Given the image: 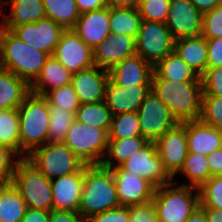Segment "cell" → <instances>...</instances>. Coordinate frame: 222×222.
Listing matches in <instances>:
<instances>
[{
    "instance_id": "obj_1",
    "label": "cell",
    "mask_w": 222,
    "mask_h": 222,
    "mask_svg": "<svg viewBox=\"0 0 222 222\" xmlns=\"http://www.w3.org/2000/svg\"><path fill=\"white\" fill-rule=\"evenodd\" d=\"M151 91L170 109L179 123L200 119L202 81L151 78Z\"/></svg>"
},
{
    "instance_id": "obj_2",
    "label": "cell",
    "mask_w": 222,
    "mask_h": 222,
    "mask_svg": "<svg viewBox=\"0 0 222 222\" xmlns=\"http://www.w3.org/2000/svg\"><path fill=\"white\" fill-rule=\"evenodd\" d=\"M113 170L102 164L84 166V183L78 212L87 220L91 216L120 207Z\"/></svg>"
},
{
    "instance_id": "obj_3",
    "label": "cell",
    "mask_w": 222,
    "mask_h": 222,
    "mask_svg": "<svg viewBox=\"0 0 222 222\" xmlns=\"http://www.w3.org/2000/svg\"><path fill=\"white\" fill-rule=\"evenodd\" d=\"M20 118L21 158L48 142L49 102L30 93L17 108Z\"/></svg>"
},
{
    "instance_id": "obj_4",
    "label": "cell",
    "mask_w": 222,
    "mask_h": 222,
    "mask_svg": "<svg viewBox=\"0 0 222 222\" xmlns=\"http://www.w3.org/2000/svg\"><path fill=\"white\" fill-rule=\"evenodd\" d=\"M48 57L47 53L28 46L5 28L2 37L1 68L9 70L31 85Z\"/></svg>"
},
{
    "instance_id": "obj_5",
    "label": "cell",
    "mask_w": 222,
    "mask_h": 222,
    "mask_svg": "<svg viewBox=\"0 0 222 222\" xmlns=\"http://www.w3.org/2000/svg\"><path fill=\"white\" fill-rule=\"evenodd\" d=\"M152 202L159 222H185L200 205L199 189L171 182L155 188Z\"/></svg>"
},
{
    "instance_id": "obj_6",
    "label": "cell",
    "mask_w": 222,
    "mask_h": 222,
    "mask_svg": "<svg viewBox=\"0 0 222 222\" xmlns=\"http://www.w3.org/2000/svg\"><path fill=\"white\" fill-rule=\"evenodd\" d=\"M11 183L18 190L27 207L53 210L51 179L43 175L26 158H21L17 162Z\"/></svg>"
},
{
    "instance_id": "obj_7",
    "label": "cell",
    "mask_w": 222,
    "mask_h": 222,
    "mask_svg": "<svg viewBox=\"0 0 222 222\" xmlns=\"http://www.w3.org/2000/svg\"><path fill=\"white\" fill-rule=\"evenodd\" d=\"M26 159L51 180L78 172L86 165L64 142H47Z\"/></svg>"
},
{
    "instance_id": "obj_8",
    "label": "cell",
    "mask_w": 222,
    "mask_h": 222,
    "mask_svg": "<svg viewBox=\"0 0 222 222\" xmlns=\"http://www.w3.org/2000/svg\"><path fill=\"white\" fill-rule=\"evenodd\" d=\"M64 143L87 165L102 164L108 150V133L74 120Z\"/></svg>"
},
{
    "instance_id": "obj_9",
    "label": "cell",
    "mask_w": 222,
    "mask_h": 222,
    "mask_svg": "<svg viewBox=\"0 0 222 222\" xmlns=\"http://www.w3.org/2000/svg\"><path fill=\"white\" fill-rule=\"evenodd\" d=\"M135 43L136 54L154 66L174 51L175 40L164 22L142 20Z\"/></svg>"
},
{
    "instance_id": "obj_10",
    "label": "cell",
    "mask_w": 222,
    "mask_h": 222,
    "mask_svg": "<svg viewBox=\"0 0 222 222\" xmlns=\"http://www.w3.org/2000/svg\"><path fill=\"white\" fill-rule=\"evenodd\" d=\"M141 135L148 142H155L179 122L170 109L151 91L139 107Z\"/></svg>"
},
{
    "instance_id": "obj_11",
    "label": "cell",
    "mask_w": 222,
    "mask_h": 222,
    "mask_svg": "<svg viewBox=\"0 0 222 222\" xmlns=\"http://www.w3.org/2000/svg\"><path fill=\"white\" fill-rule=\"evenodd\" d=\"M120 166L149 181L155 188L173 182V177L158 156L155 142H148Z\"/></svg>"
},
{
    "instance_id": "obj_12",
    "label": "cell",
    "mask_w": 222,
    "mask_h": 222,
    "mask_svg": "<svg viewBox=\"0 0 222 222\" xmlns=\"http://www.w3.org/2000/svg\"><path fill=\"white\" fill-rule=\"evenodd\" d=\"M156 150L165 169L174 178L183 167L188 154L186 121L178 123L155 141Z\"/></svg>"
},
{
    "instance_id": "obj_13",
    "label": "cell",
    "mask_w": 222,
    "mask_h": 222,
    "mask_svg": "<svg viewBox=\"0 0 222 222\" xmlns=\"http://www.w3.org/2000/svg\"><path fill=\"white\" fill-rule=\"evenodd\" d=\"M71 74L94 65L93 49L85 44L72 30H64L52 55Z\"/></svg>"
},
{
    "instance_id": "obj_14",
    "label": "cell",
    "mask_w": 222,
    "mask_h": 222,
    "mask_svg": "<svg viewBox=\"0 0 222 222\" xmlns=\"http://www.w3.org/2000/svg\"><path fill=\"white\" fill-rule=\"evenodd\" d=\"M30 47L53 55L64 29L50 18H42L34 23L18 25L10 30Z\"/></svg>"
},
{
    "instance_id": "obj_15",
    "label": "cell",
    "mask_w": 222,
    "mask_h": 222,
    "mask_svg": "<svg viewBox=\"0 0 222 222\" xmlns=\"http://www.w3.org/2000/svg\"><path fill=\"white\" fill-rule=\"evenodd\" d=\"M203 14L191 0H171L165 24L174 40L201 35Z\"/></svg>"
},
{
    "instance_id": "obj_16",
    "label": "cell",
    "mask_w": 222,
    "mask_h": 222,
    "mask_svg": "<svg viewBox=\"0 0 222 222\" xmlns=\"http://www.w3.org/2000/svg\"><path fill=\"white\" fill-rule=\"evenodd\" d=\"M117 197L121 206H130L151 202L155 187L144 178L123 169L112 168Z\"/></svg>"
},
{
    "instance_id": "obj_17",
    "label": "cell",
    "mask_w": 222,
    "mask_h": 222,
    "mask_svg": "<svg viewBox=\"0 0 222 222\" xmlns=\"http://www.w3.org/2000/svg\"><path fill=\"white\" fill-rule=\"evenodd\" d=\"M150 92L151 84H136L127 88L116 85L109 78L105 88L104 101L112 115L137 112Z\"/></svg>"
},
{
    "instance_id": "obj_18",
    "label": "cell",
    "mask_w": 222,
    "mask_h": 222,
    "mask_svg": "<svg viewBox=\"0 0 222 222\" xmlns=\"http://www.w3.org/2000/svg\"><path fill=\"white\" fill-rule=\"evenodd\" d=\"M109 80V70L96 65L72 74L71 85L80 103H96L105 100V88Z\"/></svg>"
},
{
    "instance_id": "obj_19",
    "label": "cell",
    "mask_w": 222,
    "mask_h": 222,
    "mask_svg": "<svg viewBox=\"0 0 222 222\" xmlns=\"http://www.w3.org/2000/svg\"><path fill=\"white\" fill-rule=\"evenodd\" d=\"M72 30L94 49L111 35L109 6L81 13Z\"/></svg>"
},
{
    "instance_id": "obj_20",
    "label": "cell",
    "mask_w": 222,
    "mask_h": 222,
    "mask_svg": "<svg viewBox=\"0 0 222 222\" xmlns=\"http://www.w3.org/2000/svg\"><path fill=\"white\" fill-rule=\"evenodd\" d=\"M136 54L135 38L111 34L93 49L94 65L110 70L126 57Z\"/></svg>"
},
{
    "instance_id": "obj_21",
    "label": "cell",
    "mask_w": 222,
    "mask_h": 222,
    "mask_svg": "<svg viewBox=\"0 0 222 222\" xmlns=\"http://www.w3.org/2000/svg\"><path fill=\"white\" fill-rule=\"evenodd\" d=\"M84 183V167L75 173L51 180L53 210L78 212Z\"/></svg>"
},
{
    "instance_id": "obj_22",
    "label": "cell",
    "mask_w": 222,
    "mask_h": 222,
    "mask_svg": "<svg viewBox=\"0 0 222 222\" xmlns=\"http://www.w3.org/2000/svg\"><path fill=\"white\" fill-rule=\"evenodd\" d=\"M153 66L138 54L126 57L109 70V78L121 87L151 84Z\"/></svg>"
},
{
    "instance_id": "obj_23",
    "label": "cell",
    "mask_w": 222,
    "mask_h": 222,
    "mask_svg": "<svg viewBox=\"0 0 222 222\" xmlns=\"http://www.w3.org/2000/svg\"><path fill=\"white\" fill-rule=\"evenodd\" d=\"M0 6V18L4 13V8L8 6L6 8L9 13L4 14L1 18L3 26L8 30L18 25L37 22L46 17L42 0H2Z\"/></svg>"
},
{
    "instance_id": "obj_24",
    "label": "cell",
    "mask_w": 222,
    "mask_h": 222,
    "mask_svg": "<svg viewBox=\"0 0 222 222\" xmlns=\"http://www.w3.org/2000/svg\"><path fill=\"white\" fill-rule=\"evenodd\" d=\"M188 152L208 156L222 148V131L200 119L186 121Z\"/></svg>"
},
{
    "instance_id": "obj_25",
    "label": "cell",
    "mask_w": 222,
    "mask_h": 222,
    "mask_svg": "<svg viewBox=\"0 0 222 222\" xmlns=\"http://www.w3.org/2000/svg\"><path fill=\"white\" fill-rule=\"evenodd\" d=\"M174 51L199 77L205 73L208 68V50L206 38L202 35L176 40Z\"/></svg>"
},
{
    "instance_id": "obj_26",
    "label": "cell",
    "mask_w": 222,
    "mask_h": 222,
    "mask_svg": "<svg viewBox=\"0 0 222 222\" xmlns=\"http://www.w3.org/2000/svg\"><path fill=\"white\" fill-rule=\"evenodd\" d=\"M72 74L52 55L49 56L37 79L30 85L31 93L45 96L49 91L71 84Z\"/></svg>"
},
{
    "instance_id": "obj_27",
    "label": "cell",
    "mask_w": 222,
    "mask_h": 222,
    "mask_svg": "<svg viewBox=\"0 0 222 222\" xmlns=\"http://www.w3.org/2000/svg\"><path fill=\"white\" fill-rule=\"evenodd\" d=\"M30 93L26 81L0 67V110L17 109Z\"/></svg>"
},
{
    "instance_id": "obj_28",
    "label": "cell",
    "mask_w": 222,
    "mask_h": 222,
    "mask_svg": "<svg viewBox=\"0 0 222 222\" xmlns=\"http://www.w3.org/2000/svg\"><path fill=\"white\" fill-rule=\"evenodd\" d=\"M147 143L148 141L142 135L123 139H108V150L102 165L111 169L120 166Z\"/></svg>"
},
{
    "instance_id": "obj_29",
    "label": "cell",
    "mask_w": 222,
    "mask_h": 222,
    "mask_svg": "<svg viewBox=\"0 0 222 222\" xmlns=\"http://www.w3.org/2000/svg\"><path fill=\"white\" fill-rule=\"evenodd\" d=\"M152 78H163L175 81H202L192 69L172 51L153 66Z\"/></svg>"
},
{
    "instance_id": "obj_30",
    "label": "cell",
    "mask_w": 222,
    "mask_h": 222,
    "mask_svg": "<svg viewBox=\"0 0 222 222\" xmlns=\"http://www.w3.org/2000/svg\"><path fill=\"white\" fill-rule=\"evenodd\" d=\"M186 178L183 183L173 178V182L185 186L200 188L211 178V172L207 156L198 153L188 152L183 167L177 173Z\"/></svg>"
},
{
    "instance_id": "obj_31",
    "label": "cell",
    "mask_w": 222,
    "mask_h": 222,
    "mask_svg": "<svg viewBox=\"0 0 222 222\" xmlns=\"http://www.w3.org/2000/svg\"><path fill=\"white\" fill-rule=\"evenodd\" d=\"M111 34L128 35L136 38L142 18L138 9H127L109 6Z\"/></svg>"
},
{
    "instance_id": "obj_32",
    "label": "cell",
    "mask_w": 222,
    "mask_h": 222,
    "mask_svg": "<svg viewBox=\"0 0 222 222\" xmlns=\"http://www.w3.org/2000/svg\"><path fill=\"white\" fill-rule=\"evenodd\" d=\"M0 145L13 150L21 158L18 109L0 110Z\"/></svg>"
},
{
    "instance_id": "obj_33",
    "label": "cell",
    "mask_w": 222,
    "mask_h": 222,
    "mask_svg": "<svg viewBox=\"0 0 222 222\" xmlns=\"http://www.w3.org/2000/svg\"><path fill=\"white\" fill-rule=\"evenodd\" d=\"M46 17L58 23L64 30L73 29L80 17L76 0H42Z\"/></svg>"
},
{
    "instance_id": "obj_34",
    "label": "cell",
    "mask_w": 222,
    "mask_h": 222,
    "mask_svg": "<svg viewBox=\"0 0 222 222\" xmlns=\"http://www.w3.org/2000/svg\"><path fill=\"white\" fill-rule=\"evenodd\" d=\"M112 117L105 101L80 104L75 112V120L91 127L103 128L107 133L111 127Z\"/></svg>"
},
{
    "instance_id": "obj_35",
    "label": "cell",
    "mask_w": 222,
    "mask_h": 222,
    "mask_svg": "<svg viewBox=\"0 0 222 222\" xmlns=\"http://www.w3.org/2000/svg\"><path fill=\"white\" fill-rule=\"evenodd\" d=\"M26 209V203L11 183L0 199V222H21Z\"/></svg>"
},
{
    "instance_id": "obj_36",
    "label": "cell",
    "mask_w": 222,
    "mask_h": 222,
    "mask_svg": "<svg viewBox=\"0 0 222 222\" xmlns=\"http://www.w3.org/2000/svg\"><path fill=\"white\" fill-rule=\"evenodd\" d=\"M74 120L75 112L58 106H49L48 142H64Z\"/></svg>"
},
{
    "instance_id": "obj_37",
    "label": "cell",
    "mask_w": 222,
    "mask_h": 222,
    "mask_svg": "<svg viewBox=\"0 0 222 222\" xmlns=\"http://www.w3.org/2000/svg\"><path fill=\"white\" fill-rule=\"evenodd\" d=\"M139 135L141 130L137 112L113 115L108 139H123Z\"/></svg>"
},
{
    "instance_id": "obj_38",
    "label": "cell",
    "mask_w": 222,
    "mask_h": 222,
    "mask_svg": "<svg viewBox=\"0 0 222 222\" xmlns=\"http://www.w3.org/2000/svg\"><path fill=\"white\" fill-rule=\"evenodd\" d=\"M44 97L48 100L49 106H58L69 112H76L81 104L71 84L53 89Z\"/></svg>"
},
{
    "instance_id": "obj_39",
    "label": "cell",
    "mask_w": 222,
    "mask_h": 222,
    "mask_svg": "<svg viewBox=\"0 0 222 222\" xmlns=\"http://www.w3.org/2000/svg\"><path fill=\"white\" fill-rule=\"evenodd\" d=\"M201 207L222 209V175L211 177L199 188Z\"/></svg>"
},
{
    "instance_id": "obj_40",
    "label": "cell",
    "mask_w": 222,
    "mask_h": 222,
    "mask_svg": "<svg viewBox=\"0 0 222 222\" xmlns=\"http://www.w3.org/2000/svg\"><path fill=\"white\" fill-rule=\"evenodd\" d=\"M200 120L222 131V97L202 95Z\"/></svg>"
},
{
    "instance_id": "obj_41",
    "label": "cell",
    "mask_w": 222,
    "mask_h": 222,
    "mask_svg": "<svg viewBox=\"0 0 222 222\" xmlns=\"http://www.w3.org/2000/svg\"><path fill=\"white\" fill-rule=\"evenodd\" d=\"M171 0H139L138 11L142 20L166 22Z\"/></svg>"
},
{
    "instance_id": "obj_42",
    "label": "cell",
    "mask_w": 222,
    "mask_h": 222,
    "mask_svg": "<svg viewBox=\"0 0 222 222\" xmlns=\"http://www.w3.org/2000/svg\"><path fill=\"white\" fill-rule=\"evenodd\" d=\"M201 35L206 39L222 38V3L203 14Z\"/></svg>"
},
{
    "instance_id": "obj_43",
    "label": "cell",
    "mask_w": 222,
    "mask_h": 222,
    "mask_svg": "<svg viewBox=\"0 0 222 222\" xmlns=\"http://www.w3.org/2000/svg\"><path fill=\"white\" fill-rule=\"evenodd\" d=\"M201 80L202 95L222 97V67L207 68Z\"/></svg>"
},
{
    "instance_id": "obj_44",
    "label": "cell",
    "mask_w": 222,
    "mask_h": 222,
    "mask_svg": "<svg viewBox=\"0 0 222 222\" xmlns=\"http://www.w3.org/2000/svg\"><path fill=\"white\" fill-rule=\"evenodd\" d=\"M85 222H130L129 206H120L91 216Z\"/></svg>"
},
{
    "instance_id": "obj_45",
    "label": "cell",
    "mask_w": 222,
    "mask_h": 222,
    "mask_svg": "<svg viewBox=\"0 0 222 222\" xmlns=\"http://www.w3.org/2000/svg\"><path fill=\"white\" fill-rule=\"evenodd\" d=\"M130 222H159L154 203L130 205Z\"/></svg>"
},
{
    "instance_id": "obj_46",
    "label": "cell",
    "mask_w": 222,
    "mask_h": 222,
    "mask_svg": "<svg viewBox=\"0 0 222 222\" xmlns=\"http://www.w3.org/2000/svg\"><path fill=\"white\" fill-rule=\"evenodd\" d=\"M20 159L13 150L0 145V178H12L16 164Z\"/></svg>"
},
{
    "instance_id": "obj_47",
    "label": "cell",
    "mask_w": 222,
    "mask_h": 222,
    "mask_svg": "<svg viewBox=\"0 0 222 222\" xmlns=\"http://www.w3.org/2000/svg\"><path fill=\"white\" fill-rule=\"evenodd\" d=\"M208 68L222 67V38L206 39Z\"/></svg>"
},
{
    "instance_id": "obj_48",
    "label": "cell",
    "mask_w": 222,
    "mask_h": 222,
    "mask_svg": "<svg viewBox=\"0 0 222 222\" xmlns=\"http://www.w3.org/2000/svg\"><path fill=\"white\" fill-rule=\"evenodd\" d=\"M49 222H85L79 212L69 210H51Z\"/></svg>"
},
{
    "instance_id": "obj_49",
    "label": "cell",
    "mask_w": 222,
    "mask_h": 222,
    "mask_svg": "<svg viewBox=\"0 0 222 222\" xmlns=\"http://www.w3.org/2000/svg\"><path fill=\"white\" fill-rule=\"evenodd\" d=\"M50 211L27 207L21 222H49Z\"/></svg>"
},
{
    "instance_id": "obj_50",
    "label": "cell",
    "mask_w": 222,
    "mask_h": 222,
    "mask_svg": "<svg viewBox=\"0 0 222 222\" xmlns=\"http://www.w3.org/2000/svg\"><path fill=\"white\" fill-rule=\"evenodd\" d=\"M211 177L222 175V148L213 151L207 156Z\"/></svg>"
},
{
    "instance_id": "obj_51",
    "label": "cell",
    "mask_w": 222,
    "mask_h": 222,
    "mask_svg": "<svg viewBox=\"0 0 222 222\" xmlns=\"http://www.w3.org/2000/svg\"><path fill=\"white\" fill-rule=\"evenodd\" d=\"M76 4L80 14L109 6L108 0H76Z\"/></svg>"
},
{
    "instance_id": "obj_52",
    "label": "cell",
    "mask_w": 222,
    "mask_h": 222,
    "mask_svg": "<svg viewBox=\"0 0 222 222\" xmlns=\"http://www.w3.org/2000/svg\"><path fill=\"white\" fill-rule=\"evenodd\" d=\"M191 2L202 14H204L221 4L222 0H191Z\"/></svg>"
},
{
    "instance_id": "obj_53",
    "label": "cell",
    "mask_w": 222,
    "mask_h": 222,
    "mask_svg": "<svg viewBox=\"0 0 222 222\" xmlns=\"http://www.w3.org/2000/svg\"><path fill=\"white\" fill-rule=\"evenodd\" d=\"M109 6L127 9H138L139 0H108Z\"/></svg>"
},
{
    "instance_id": "obj_54",
    "label": "cell",
    "mask_w": 222,
    "mask_h": 222,
    "mask_svg": "<svg viewBox=\"0 0 222 222\" xmlns=\"http://www.w3.org/2000/svg\"><path fill=\"white\" fill-rule=\"evenodd\" d=\"M205 210V214L208 222H222V209L202 207Z\"/></svg>"
},
{
    "instance_id": "obj_55",
    "label": "cell",
    "mask_w": 222,
    "mask_h": 222,
    "mask_svg": "<svg viewBox=\"0 0 222 222\" xmlns=\"http://www.w3.org/2000/svg\"><path fill=\"white\" fill-rule=\"evenodd\" d=\"M185 222H208L205 210L199 205Z\"/></svg>"
},
{
    "instance_id": "obj_56",
    "label": "cell",
    "mask_w": 222,
    "mask_h": 222,
    "mask_svg": "<svg viewBox=\"0 0 222 222\" xmlns=\"http://www.w3.org/2000/svg\"><path fill=\"white\" fill-rule=\"evenodd\" d=\"M10 184H11V178H0V199L2 197L3 192Z\"/></svg>"
},
{
    "instance_id": "obj_57",
    "label": "cell",
    "mask_w": 222,
    "mask_h": 222,
    "mask_svg": "<svg viewBox=\"0 0 222 222\" xmlns=\"http://www.w3.org/2000/svg\"><path fill=\"white\" fill-rule=\"evenodd\" d=\"M5 31L2 21L0 20V61H1V50H2V37Z\"/></svg>"
}]
</instances>
